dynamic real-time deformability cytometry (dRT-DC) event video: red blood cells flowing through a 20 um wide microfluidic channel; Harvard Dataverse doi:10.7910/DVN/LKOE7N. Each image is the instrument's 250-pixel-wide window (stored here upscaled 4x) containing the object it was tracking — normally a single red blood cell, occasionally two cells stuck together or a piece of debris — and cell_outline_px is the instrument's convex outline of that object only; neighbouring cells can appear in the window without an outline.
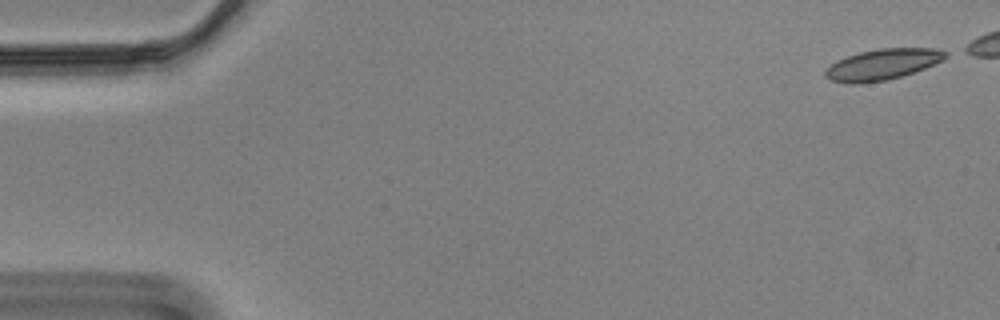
{"species": "Egyptian fruit bat (a non-hibernating species)", "species_latin": "Rousettus aegyptiacus", "temperature_condition": "cold", "stored_images_in_passage": 13, "camera_frame_rate_fps": 3000, "um_per_image_px": 0.085, "animal": {"sex": "male"}, "frame": {"image": 1, "passage_image": 1, "time_ms": 0.0, "image_size_px": [1000, 320], "cell_outline_px": [[948, 56], [944, 60], [924, 68], [888, 80], [860, 84], [848, 84], [832, 80], [824, 76], [824, 72], [836, 60], [860, 52], [880, 48], [936, 48], [948, 52]], "centroid_in_image_um": [75.02, 5.48], "position_along_channel_um": 10.0, "area_um2": 21.62}}